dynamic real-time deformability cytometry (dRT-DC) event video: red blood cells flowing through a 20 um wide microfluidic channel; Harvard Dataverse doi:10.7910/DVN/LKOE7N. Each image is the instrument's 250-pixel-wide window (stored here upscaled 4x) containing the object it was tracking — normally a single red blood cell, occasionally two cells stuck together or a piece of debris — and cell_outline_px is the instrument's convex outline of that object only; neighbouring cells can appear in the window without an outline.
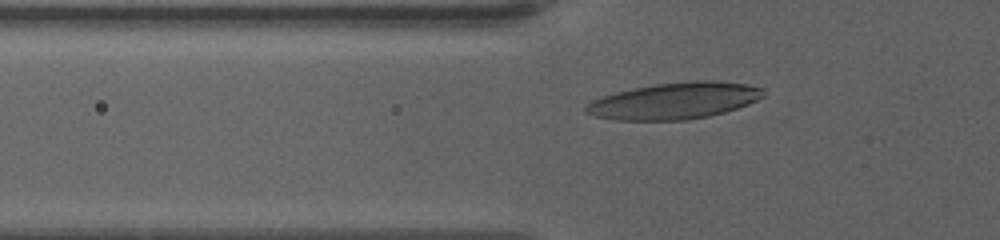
{"species": "human", "species_latin": "Homo sapiens", "temperature_condition": "warm", "stored_images_in_passage": 52, "camera_frame_rate_fps": 3000, "um_per_image_px": 0.085, "donor": {"sex": "female"}, "frame": {"image": 1, "passage_image": 18, "time_ms": 5.667, "image_size_px": [1000, 240], "cell_outline_px": [[764, 96], [748, 104], [724, 112], [708, 116], [684, 120], [616, 120], [596, 116], [584, 112], [584, 108], [592, 100], [616, 92], [632, 88], [656, 84], [692, 80], [712, 80], [748, 84], [764, 88]], "centroid_in_image_um": [57.34, 8.56], "position_along_channel_um": 68.5, "area_um2": 37.69}}
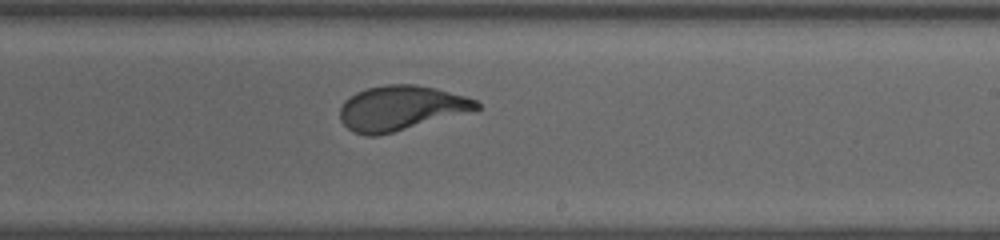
{"frame": {"image": 2, "passage_image": 35, "time_ms": 11.333, "image_size_px": [1000, 240], "cell_outline_px": [[480, 108], [392, 132], [376, 136], [368, 136], [352, 132], [340, 120], [340, 108], [344, 100], [356, 92], [368, 88], [384, 84], [416, 84], [436, 88], [464, 96], [476, 100], [480, 104]], "centroid_in_image_um": [34.01, 9.17], "position_along_channel_um": 255.0, "area_um2": 35.08}}
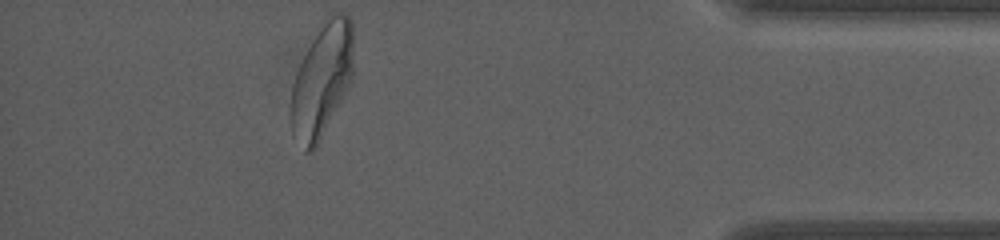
{"frame": {"image": 3, "passage_image": 52, "time_ms": 17.0, "image_size_px": [1000, 240], "cell_outline_px": [[352, 76], [316, 148], [312, 152], [304, 152], [292, 136], [288, 112], [292, 84], [296, 72], [324, 16], [332, 12], [340, 12], [348, 16], [352, 24]], "centroid_in_image_um": [27.29, 6.83], "position_along_channel_um": 407.9, "area_um2": 41.44}, "authors_computed_cell_mechanics": {"area_um2": 35.4025, "velocity_mm_per_s": 3.3638, "shape_relaxation_time_tau1_ms": 3.1656, "shape_relaxation_time_tau2_ms": null, "deformation_change_tau1": 0.1962, "deformation_change_tau2": null}}